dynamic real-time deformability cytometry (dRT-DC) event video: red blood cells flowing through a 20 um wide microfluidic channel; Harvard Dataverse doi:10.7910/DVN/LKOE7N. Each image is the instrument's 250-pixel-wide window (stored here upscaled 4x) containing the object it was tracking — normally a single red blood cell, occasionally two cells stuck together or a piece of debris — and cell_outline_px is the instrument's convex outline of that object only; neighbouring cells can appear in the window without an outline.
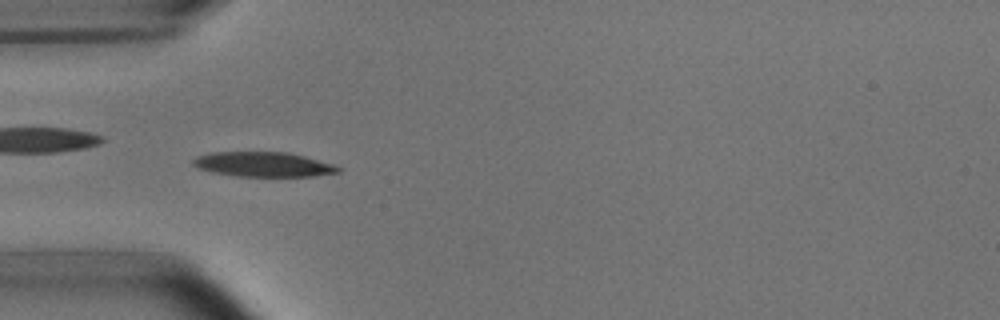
{"species": "common noctule bat (a hibernating species)", "species_latin": "Nyctalus noctula", "temperature_condition": "room temperature", "stored_images_in_passage": 52, "camera_frame_rate_fps": 3000, "um_per_image_px": 0.085, "animal": {"sex": "male", "body_mass_g": 15.6}, "frame": {"image": 1, "passage_image": 15, "time_ms": 4.667, "image_size_px": [1000, 320], "cell_outline_px": [[340, 172], [312, 176], [236, 176], [212, 172], [200, 168], [192, 164], [192, 160], [196, 156], [212, 152], [288, 152], [304, 156], [332, 164], [340, 168]], "centroid_in_image_um": [22.35, 13.97], "position_along_channel_um": 62.6, "area_um2": 20.75}}
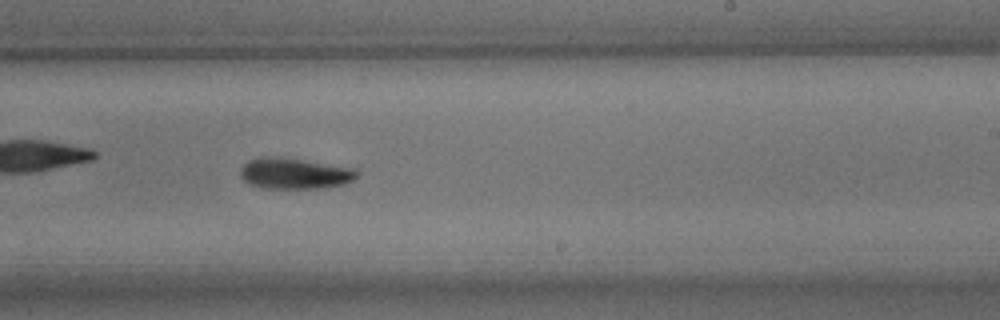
{"frame": {"image": 2, "passage_image": 31, "time_ms": 10.0, "image_size_px": [1000, 320], "cell_outline_px": [[360, 172], [352, 180], [344, 184], [328, 188], [264, 188], [248, 184], [240, 176], [240, 168], [248, 160], [300, 160], [352, 168]], "centroid_in_image_um": [25.08, 14.81], "position_along_channel_um": 263.9, "area_um2": 20.0}}
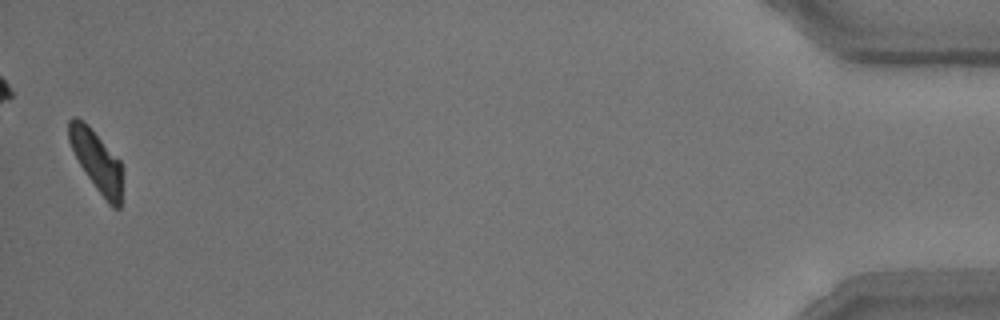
{"frame": {"image": 3, "passage_image": 51, "time_ms": 16.667, "image_size_px": [1000, 320], "cell_outline_px": [[120, 208], [112, 208], [108, 204], [96, 188], [80, 164], [68, 140], [68, 120], [72, 116], [76, 116], [84, 120], [88, 124], [120, 160]], "centroid_in_image_um": [8.17, 13.61], "position_along_channel_um": 427.0, "area_um2": 18.55}, "authors_computed_cell_mechanics": {"area_um2": 20.3167, "velocity_mm_per_s": 3.7895, "shape_relaxation_time_tau1_ms": 3.0706, "shape_relaxation_time_tau2_ms": null, "deformation_change_tau1": 0.1394, "deformation_change_tau2": null}}